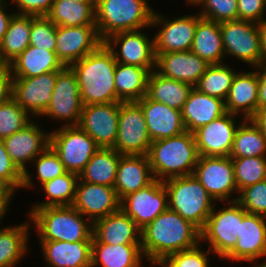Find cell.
<instances>
[{"instance_id": "cell-47", "label": "cell", "mask_w": 266, "mask_h": 267, "mask_svg": "<svg viewBox=\"0 0 266 267\" xmlns=\"http://www.w3.org/2000/svg\"><path fill=\"white\" fill-rule=\"evenodd\" d=\"M30 45L54 51L56 49V25L46 16L31 15Z\"/></svg>"}, {"instance_id": "cell-37", "label": "cell", "mask_w": 266, "mask_h": 267, "mask_svg": "<svg viewBox=\"0 0 266 267\" xmlns=\"http://www.w3.org/2000/svg\"><path fill=\"white\" fill-rule=\"evenodd\" d=\"M31 15L14 14L0 42V63L8 65L30 45Z\"/></svg>"}, {"instance_id": "cell-26", "label": "cell", "mask_w": 266, "mask_h": 267, "mask_svg": "<svg viewBox=\"0 0 266 267\" xmlns=\"http://www.w3.org/2000/svg\"><path fill=\"white\" fill-rule=\"evenodd\" d=\"M45 267H91L92 240H39ZM47 265V266H46Z\"/></svg>"}, {"instance_id": "cell-45", "label": "cell", "mask_w": 266, "mask_h": 267, "mask_svg": "<svg viewBox=\"0 0 266 267\" xmlns=\"http://www.w3.org/2000/svg\"><path fill=\"white\" fill-rule=\"evenodd\" d=\"M194 6L206 20L218 23L238 20V0H195Z\"/></svg>"}, {"instance_id": "cell-20", "label": "cell", "mask_w": 266, "mask_h": 267, "mask_svg": "<svg viewBox=\"0 0 266 267\" xmlns=\"http://www.w3.org/2000/svg\"><path fill=\"white\" fill-rule=\"evenodd\" d=\"M101 40L96 25L56 26V55L64 66L96 50Z\"/></svg>"}, {"instance_id": "cell-55", "label": "cell", "mask_w": 266, "mask_h": 267, "mask_svg": "<svg viewBox=\"0 0 266 267\" xmlns=\"http://www.w3.org/2000/svg\"><path fill=\"white\" fill-rule=\"evenodd\" d=\"M14 195L10 193L6 188L0 191V227L10 207V203L13 201Z\"/></svg>"}, {"instance_id": "cell-21", "label": "cell", "mask_w": 266, "mask_h": 267, "mask_svg": "<svg viewBox=\"0 0 266 267\" xmlns=\"http://www.w3.org/2000/svg\"><path fill=\"white\" fill-rule=\"evenodd\" d=\"M33 119L20 131L3 139L7 153L24 173L31 162L50 145V132Z\"/></svg>"}, {"instance_id": "cell-38", "label": "cell", "mask_w": 266, "mask_h": 267, "mask_svg": "<svg viewBox=\"0 0 266 267\" xmlns=\"http://www.w3.org/2000/svg\"><path fill=\"white\" fill-rule=\"evenodd\" d=\"M96 6L72 0H55L46 17L56 26L96 25Z\"/></svg>"}, {"instance_id": "cell-59", "label": "cell", "mask_w": 266, "mask_h": 267, "mask_svg": "<svg viewBox=\"0 0 266 267\" xmlns=\"http://www.w3.org/2000/svg\"><path fill=\"white\" fill-rule=\"evenodd\" d=\"M252 267H266V260L264 262H262V264L259 262L255 263L254 265H252Z\"/></svg>"}, {"instance_id": "cell-46", "label": "cell", "mask_w": 266, "mask_h": 267, "mask_svg": "<svg viewBox=\"0 0 266 267\" xmlns=\"http://www.w3.org/2000/svg\"><path fill=\"white\" fill-rule=\"evenodd\" d=\"M201 243L196 247L173 253L168 257L160 260L155 267H210V256L215 254L207 247L201 249Z\"/></svg>"}, {"instance_id": "cell-10", "label": "cell", "mask_w": 266, "mask_h": 267, "mask_svg": "<svg viewBox=\"0 0 266 267\" xmlns=\"http://www.w3.org/2000/svg\"><path fill=\"white\" fill-rule=\"evenodd\" d=\"M169 18L164 13L154 11L151 27H159L152 35L155 53L190 51L197 23L202 17L198 13H188Z\"/></svg>"}, {"instance_id": "cell-50", "label": "cell", "mask_w": 266, "mask_h": 267, "mask_svg": "<svg viewBox=\"0 0 266 267\" xmlns=\"http://www.w3.org/2000/svg\"><path fill=\"white\" fill-rule=\"evenodd\" d=\"M55 0H8V4L16 7V14L47 16Z\"/></svg>"}, {"instance_id": "cell-3", "label": "cell", "mask_w": 266, "mask_h": 267, "mask_svg": "<svg viewBox=\"0 0 266 267\" xmlns=\"http://www.w3.org/2000/svg\"><path fill=\"white\" fill-rule=\"evenodd\" d=\"M155 180L192 175L199 159L194 134L189 131L153 141L147 154Z\"/></svg>"}, {"instance_id": "cell-11", "label": "cell", "mask_w": 266, "mask_h": 267, "mask_svg": "<svg viewBox=\"0 0 266 267\" xmlns=\"http://www.w3.org/2000/svg\"><path fill=\"white\" fill-rule=\"evenodd\" d=\"M82 109L83 103L76 74L70 66H64L57 71L52 101L41 117L57 121L63 127L77 126Z\"/></svg>"}, {"instance_id": "cell-25", "label": "cell", "mask_w": 266, "mask_h": 267, "mask_svg": "<svg viewBox=\"0 0 266 267\" xmlns=\"http://www.w3.org/2000/svg\"><path fill=\"white\" fill-rule=\"evenodd\" d=\"M239 71L233 78L225 100L227 113L250 119L258 109L259 76L257 70Z\"/></svg>"}, {"instance_id": "cell-58", "label": "cell", "mask_w": 266, "mask_h": 267, "mask_svg": "<svg viewBox=\"0 0 266 267\" xmlns=\"http://www.w3.org/2000/svg\"><path fill=\"white\" fill-rule=\"evenodd\" d=\"M79 3H87L89 5H97V0H72Z\"/></svg>"}, {"instance_id": "cell-31", "label": "cell", "mask_w": 266, "mask_h": 267, "mask_svg": "<svg viewBox=\"0 0 266 267\" xmlns=\"http://www.w3.org/2000/svg\"><path fill=\"white\" fill-rule=\"evenodd\" d=\"M14 78H30L51 71L61 70L64 65L56 52L29 45L9 64Z\"/></svg>"}, {"instance_id": "cell-14", "label": "cell", "mask_w": 266, "mask_h": 267, "mask_svg": "<svg viewBox=\"0 0 266 267\" xmlns=\"http://www.w3.org/2000/svg\"><path fill=\"white\" fill-rule=\"evenodd\" d=\"M143 30L119 32L104 43L113 52L117 63L146 68L151 72L156 67L154 38Z\"/></svg>"}, {"instance_id": "cell-24", "label": "cell", "mask_w": 266, "mask_h": 267, "mask_svg": "<svg viewBox=\"0 0 266 267\" xmlns=\"http://www.w3.org/2000/svg\"><path fill=\"white\" fill-rule=\"evenodd\" d=\"M136 102L141 106L148 135L152 142L186 131L181 111L153 101L146 95Z\"/></svg>"}, {"instance_id": "cell-61", "label": "cell", "mask_w": 266, "mask_h": 267, "mask_svg": "<svg viewBox=\"0 0 266 267\" xmlns=\"http://www.w3.org/2000/svg\"><path fill=\"white\" fill-rule=\"evenodd\" d=\"M8 0H0V5L5 4Z\"/></svg>"}, {"instance_id": "cell-52", "label": "cell", "mask_w": 266, "mask_h": 267, "mask_svg": "<svg viewBox=\"0 0 266 267\" xmlns=\"http://www.w3.org/2000/svg\"><path fill=\"white\" fill-rule=\"evenodd\" d=\"M13 79L9 65L2 64L0 66V105L12 98Z\"/></svg>"}, {"instance_id": "cell-39", "label": "cell", "mask_w": 266, "mask_h": 267, "mask_svg": "<svg viewBox=\"0 0 266 267\" xmlns=\"http://www.w3.org/2000/svg\"><path fill=\"white\" fill-rule=\"evenodd\" d=\"M79 175L73 172H65L42 184L46 200L36 201L30 209L42 207L72 206L75 199L76 185Z\"/></svg>"}, {"instance_id": "cell-48", "label": "cell", "mask_w": 266, "mask_h": 267, "mask_svg": "<svg viewBox=\"0 0 266 267\" xmlns=\"http://www.w3.org/2000/svg\"><path fill=\"white\" fill-rule=\"evenodd\" d=\"M236 201L248 213L266 217V180L242 189Z\"/></svg>"}, {"instance_id": "cell-4", "label": "cell", "mask_w": 266, "mask_h": 267, "mask_svg": "<svg viewBox=\"0 0 266 267\" xmlns=\"http://www.w3.org/2000/svg\"><path fill=\"white\" fill-rule=\"evenodd\" d=\"M38 240H92L93 223L73 206L42 207L26 213Z\"/></svg>"}, {"instance_id": "cell-7", "label": "cell", "mask_w": 266, "mask_h": 267, "mask_svg": "<svg viewBox=\"0 0 266 267\" xmlns=\"http://www.w3.org/2000/svg\"><path fill=\"white\" fill-rule=\"evenodd\" d=\"M216 205L201 229V244L208 243L207 247L222 261L236 245L240 223L248 212L237 201L224 202L225 206L218 209Z\"/></svg>"}, {"instance_id": "cell-42", "label": "cell", "mask_w": 266, "mask_h": 267, "mask_svg": "<svg viewBox=\"0 0 266 267\" xmlns=\"http://www.w3.org/2000/svg\"><path fill=\"white\" fill-rule=\"evenodd\" d=\"M226 63L209 65L194 87L199 92L226 100L232 81L238 70Z\"/></svg>"}, {"instance_id": "cell-23", "label": "cell", "mask_w": 266, "mask_h": 267, "mask_svg": "<svg viewBox=\"0 0 266 267\" xmlns=\"http://www.w3.org/2000/svg\"><path fill=\"white\" fill-rule=\"evenodd\" d=\"M155 70L168 78L195 87L209 64L190 51L155 53Z\"/></svg>"}, {"instance_id": "cell-57", "label": "cell", "mask_w": 266, "mask_h": 267, "mask_svg": "<svg viewBox=\"0 0 266 267\" xmlns=\"http://www.w3.org/2000/svg\"><path fill=\"white\" fill-rule=\"evenodd\" d=\"M261 38V48L263 54V62H266V18L258 24Z\"/></svg>"}, {"instance_id": "cell-60", "label": "cell", "mask_w": 266, "mask_h": 267, "mask_svg": "<svg viewBox=\"0 0 266 267\" xmlns=\"http://www.w3.org/2000/svg\"><path fill=\"white\" fill-rule=\"evenodd\" d=\"M185 2L189 4L188 6H194L195 4V0H185Z\"/></svg>"}, {"instance_id": "cell-5", "label": "cell", "mask_w": 266, "mask_h": 267, "mask_svg": "<svg viewBox=\"0 0 266 267\" xmlns=\"http://www.w3.org/2000/svg\"><path fill=\"white\" fill-rule=\"evenodd\" d=\"M149 0H97L96 27L104 42L111 35L149 29L155 9Z\"/></svg>"}, {"instance_id": "cell-44", "label": "cell", "mask_w": 266, "mask_h": 267, "mask_svg": "<svg viewBox=\"0 0 266 267\" xmlns=\"http://www.w3.org/2000/svg\"><path fill=\"white\" fill-rule=\"evenodd\" d=\"M32 120L33 118L11 98L0 105V139L20 131Z\"/></svg>"}, {"instance_id": "cell-43", "label": "cell", "mask_w": 266, "mask_h": 267, "mask_svg": "<svg viewBox=\"0 0 266 267\" xmlns=\"http://www.w3.org/2000/svg\"><path fill=\"white\" fill-rule=\"evenodd\" d=\"M231 159L238 193L248 186L266 180V156Z\"/></svg>"}, {"instance_id": "cell-13", "label": "cell", "mask_w": 266, "mask_h": 267, "mask_svg": "<svg viewBox=\"0 0 266 267\" xmlns=\"http://www.w3.org/2000/svg\"><path fill=\"white\" fill-rule=\"evenodd\" d=\"M151 143L141 106L136 101L120 102L117 139L112 148L121 155H147Z\"/></svg>"}, {"instance_id": "cell-1", "label": "cell", "mask_w": 266, "mask_h": 267, "mask_svg": "<svg viewBox=\"0 0 266 267\" xmlns=\"http://www.w3.org/2000/svg\"><path fill=\"white\" fill-rule=\"evenodd\" d=\"M200 243L201 230L169 208L141 229V249L150 266Z\"/></svg>"}, {"instance_id": "cell-19", "label": "cell", "mask_w": 266, "mask_h": 267, "mask_svg": "<svg viewBox=\"0 0 266 267\" xmlns=\"http://www.w3.org/2000/svg\"><path fill=\"white\" fill-rule=\"evenodd\" d=\"M262 258L266 259V217L247 213L240 223L236 245L222 260L254 264Z\"/></svg>"}, {"instance_id": "cell-12", "label": "cell", "mask_w": 266, "mask_h": 267, "mask_svg": "<svg viewBox=\"0 0 266 267\" xmlns=\"http://www.w3.org/2000/svg\"><path fill=\"white\" fill-rule=\"evenodd\" d=\"M193 174L206 189L207 193L216 202H219V205L221 202H234L237 200L239 193L230 156H199Z\"/></svg>"}, {"instance_id": "cell-15", "label": "cell", "mask_w": 266, "mask_h": 267, "mask_svg": "<svg viewBox=\"0 0 266 267\" xmlns=\"http://www.w3.org/2000/svg\"><path fill=\"white\" fill-rule=\"evenodd\" d=\"M238 117V118H237ZM240 118L237 123L236 120ZM244 120L232 113L214 119L212 122L199 127L193 132L199 156L224 157L229 156L235 132Z\"/></svg>"}, {"instance_id": "cell-41", "label": "cell", "mask_w": 266, "mask_h": 267, "mask_svg": "<svg viewBox=\"0 0 266 267\" xmlns=\"http://www.w3.org/2000/svg\"><path fill=\"white\" fill-rule=\"evenodd\" d=\"M36 175L27 169L23 173V183L21 189H33L36 187V181L41 186L45 182L54 179L57 176L63 175L66 170L60 160L59 155L49 145L42 153H40L31 164ZM35 180L34 181V177Z\"/></svg>"}, {"instance_id": "cell-6", "label": "cell", "mask_w": 266, "mask_h": 267, "mask_svg": "<svg viewBox=\"0 0 266 267\" xmlns=\"http://www.w3.org/2000/svg\"><path fill=\"white\" fill-rule=\"evenodd\" d=\"M168 194V208L180 214L200 230L217 203L194 174L163 181Z\"/></svg>"}, {"instance_id": "cell-8", "label": "cell", "mask_w": 266, "mask_h": 267, "mask_svg": "<svg viewBox=\"0 0 266 267\" xmlns=\"http://www.w3.org/2000/svg\"><path fill=\"white\" fill-rule=\"evenodd\" d=\"M50 146L59 155L67 172L80 174L100 148L78 125H60L50 131Z\"/></svg>"}, {"instance_id": "cell-40", "label": "cell", "mask_w": 266, "mask_h": 267, "mask_svg": "<svg viewBox=\"0 0 266 267\" xmlns=\"http://www.w3.org/2000/svg\"><path fill=\"white\" fill-rule=\"evenodd\" d=\"M229 156L231 158L266 156V137L250 119H244L239 124Z\"/></svg>"}, {"instance_id": "cell-36", "label": "cell", "mask_w": 266, "mask_h": 267, "mask_svg": "<svg viewBox=\"0 0 266 267\" xmlns=\"http://www.w3.org/2000/svg\"><path fill=\"white\" fill-rule=\"evenodd\" d=\"M120 156L113 148H99L79 178L87 183L114 187Z\"/></svg>"}, {"instance_id": "cell-49", "label": "cell", "mask_w": 266, "mask_h": 267, "mask_svg": "<svg viewBox=\"0 0 266 267\" xmlns=\"http://www.w3.org/2000/svg\"><path fill=\"white\" fill-rule=\"evenodd\" d=\"M23 173L12 162L6 151L3 139H0V185L16 196L21 189Z\"/></svg>"}, {"instance_id": "cell-54", "label": "cell", "mask_w": 266, "mask_h": 267, "mask_svg": "<svg viewBox=\"0 0 266 267\" xmlns=\"http://www.w3.org/2000/svg\"><path fill=\"white\" fill-rule=\"evenodd\" d=\"M9 6L8 1L5 4L0 5V42L8 29L11 18L15 14L14 11H11V13L8 11L9 13H7Z\"/></svg>"}, {"instance_id": "cell-35", "label": "cell", "mask_w": 266, "mask_h": 267, "mask_svg": "<svg viewBox=\"0 0 266 267\" xmlns=\"http://www.w3.org/2000/svg\"><path fill=\"white\" fill-rule=\"evenodd\" d=\"M150 72L146 68L116 63L115 88L119 102H131L142 99L147 93V81Z\"/></svg>"}, {"instance_id": "cell-34", "label": "cell", "mask_w": 266, "mask_h": 267, "mask_svg": "<svg viewBox=\"0 0 266 267\" xmlns=\"http://www.w3.org/2000/svg\"><path fill=\"white\" fill-rule=\"evenodd\" d=\"M192 89L190 84L165 77L154 69L148 76L146 96L153 101L182 111Z\"/></svg>"}, {"instance_id": "cell-28", "label": "cell", "mask_w": 266, "mask_h": 267, "mask_svg": "<svg viewBox=\"0 0 266 267\" xmlns=\"http://www.w3.org/2000/svg\"><path fill=\"white\" fill-rule=\"evenodd\" d=\"M93 237L108 245L141 244V229L120 209L93 223Z\"/></svg>"}, {"instance_id": "cell-32", "label": "cell", "mask_w": 266, "mask_h": 267, "mask_svg": "<svg viewBox=\"0 0 266 267\" xmlns=\"http://www.w3.org/2000/svg\"><path fill=\"white\" fill-rule=\"evenodd\" d=\"M28 220L19 225L0 228V267H16L29 254L32 223L30 218Z\"/></svg>"}, {"instance_id": "cell-51", "label": "cell", "mask_w": 266, "mask_h": 267, "mask_svg": "<svg viewBox=\"0 0 266 267\" xmlns=\"http://www.w3.org/2000/svg\"><path fill=\"white\" fill-rule=\"evenodd\" d=\"M266 0H238V20L262 22L266 17Z\"/></svg>"}, {"instance_id": "cell-56", "label": "cell", "mask_w": 266, "mask_h": 267, "mask_svg": "<svg viewBox=\"0 0 266 267\" xmlns=\"http://www.w3.org/2000/svg\"><path fill=\"white\" fill-rule=\"evenodd\" d=\"M250 120L259 128L266 137V107L258 108Z\"/></svg>"}, {"instance_id": "cell-29", "label": "cell", "mask_w": 266, "mask_h": 267, "mask_svg": "<svg viewBox=\"0 0 266 267\" xmlns=\"http://www.w3.org/2000/svg\"><path fill=\"white\" fill-rule=\"evenodd\" d=\"M186 131L194 132L226 113L225 101L199 92L190 91L182 109Z\"/></svg>"}, {"instance_id": "cell-27", "label": "cell", "mask_w": 266, "mask_h": 267, "mask_svg": "<svg viewBox=\"0 0 266 267\" xmlns=\"http://www.w3.org/2000/svg\"><path fill=\"white\" fill-rule=\"evenodd\" d=\"M154 180L147 155H121L113 188L121 201Z\"/></svg>"}, {"instance_id": "cell-33", "label": "cell", "mask_w": 266, "mask_h": 267, "mask_svg": "<svg viewBox=\"0 0 266 267\" xmlns=\"http://www.w3.org/2000/svg\"><path fill=\"white\" fill-rule=\"evenodd\" d=\"M191 51L209 65L225 63L220 23L201 18L197 23Z\"/></svg>"}, {"instance_id": "cell-18", "label": "cell", "mask_w": 266, "mask_h": 267, "mask_svg": "<svg viewBox=\"0 0 266 267\" xmlns=\"http://www.w3.org/2000/svg\"><path fill=\"white\" fill-rule=\"evenodd\" d=\"M57 71L30 78H14L12 98L33 119L41 118L52 101Z\"/></svg>"}, {"instance_id": "cell-16", "label": "cell", "mask_w": 266, "mask_h": 267, "mask_svg": "<svg viewBox=\"0 0 266 267\" xmlns=\"http://www.w3.org/2000/svg\"><path fill=\"white\" fill-rule=\"evenodd\" d=\"M168 208V194L163 181L154 180L147 187L126 195L120 209L143 229Z\"/></svg>"}, {"instance_id": "cell-17", "label": "cell", "mask_w": 266, "mask_h": 267, "mask_svg": "<svg viewBox=\"0 0 266 267\" xmlns=\"http://www.w3.org/2000/svg\"><path fill=\"white\" fill-rule=\"evenodd\" d=\"M120 102L83 105L78 126L100 148H112L118 132Z\"/></svg>"}, {"instance_id": "cell-53", "label": "cell", "mask_w": 266, "mask_h": 267, "mask_svg": "<svg viewBox=\"0 0 266 267\" xmlns=\"http://www.w3.org/2000/svg\"><path fill=\"white\" fill-rule=\"evenodd\" d=\"M255 69L259 76L258 108L266 107V62H261Z\"/></svg>"}, {"instance_id": "cell-22", "label": "cell", "mask_w": 266, "mask_h": 267, "mask_svg": "<svg viewBox=\"0 0 266 267\" xmlns=\"http://www.w3.org/2000/svg\"><path fill=\"white\" fill-rule=\"evenodd\" d=\"M72 206L92 223L120 210V199L113 187L77 181Z\"/></svg>"}, {"instance_id": "cell-2", "label": "cell", "mask_w": 266, "mask_h": 267, "mask_svg": "<svg viewBox=\"0 0 266 267\" xmlns=\"http://www.w3.org/2000/svg\"><path fill=\"white\" fill-rule=\"evenodd\" d=\"M116 63L113 52L103 42L70 65L76 74L83 105L119 102L115 88Z\"/></svg>"}, {"instance_id": "cell-9", "label": "cell", "mask_w": 266, "mask_h": 267, "mask_svg": "<svg viewBox=\"0 0 266 267\" xmlns=\"http://www.w3.org/2000/svg\"><path fill=\"white\" fill-rule=\"evenodd\" d=\"M220 31L226 59L231 56L256 68L263 62L258 23L244 20L220 23Z\"/></svg>"}, {"instance_id": "cell-30", "label": "cell", "mask_w": 266, "mask_h": 267, "mask_svg": "<svg viewBox=\"0 0 266 267\" xmlns=\"http://www.w3.org/2000/svg\"><path fill=\"white\" fill-rule=\"evenodd\" d=\"M141 244L108 245L92 237L91 267H144Z\"/></svg>"}]
</instances>
